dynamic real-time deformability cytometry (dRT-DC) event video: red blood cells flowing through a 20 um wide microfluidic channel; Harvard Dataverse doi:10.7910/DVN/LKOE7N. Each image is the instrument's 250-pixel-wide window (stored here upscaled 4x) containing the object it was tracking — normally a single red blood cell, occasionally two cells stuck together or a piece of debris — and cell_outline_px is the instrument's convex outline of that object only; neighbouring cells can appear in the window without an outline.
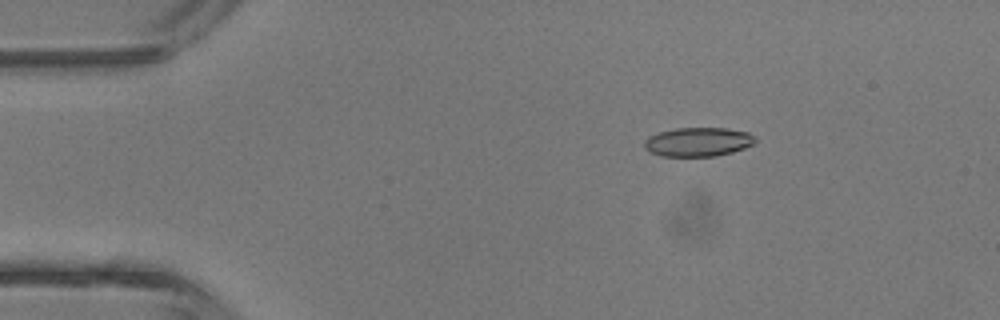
{"species": "common noctule bat (a hibernating species)", "species_latin": "Nyctalus noctula", "temperature_condition": "room temperature", "stored_images_in_passage": 5, "camera_frame_rate_fps": 3000, "um_per_image_px": 0.085, "animal": {"sex": "male", "body_mass_g": 13.3}, "frame": {"image": 1, "passage_image": 2, "time_ms": 1.0, "image_size_px": [1000, 320], "cell_outline_px": [[756, 140], [752, 144], [744, 148], [732, 152], [716, 156], [660, 156], [644, 148], [644, 140], [648, 136], [660, 132], [676, 128], [728, 128], [748, 132], [756, 136]], "centroid_in_image_um": [59.34, 12.06], "position_along_channel_um": 25.7, "area_um2": 18.79}}
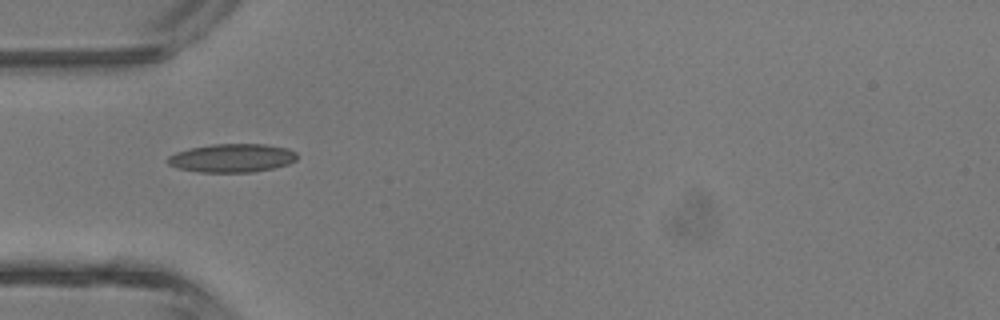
{"frame": {"image": 2, "passage_image": 4, "time_ms": 3.333, "image_size_px": [1000, 320], "cell_outline_px": [[296, 160], [288, 164], [272, 168], [252, 172], [200, 172], [176, 168], [168, 164], [168, 156], [176, 152], [192, 148], [212, 144], [264, 144], [288, 148], [296, 152]], "centroid_in_image_um": [19.72, 13.43], "position_along_channel_um": 65.3, "area_um2": 21.39}}
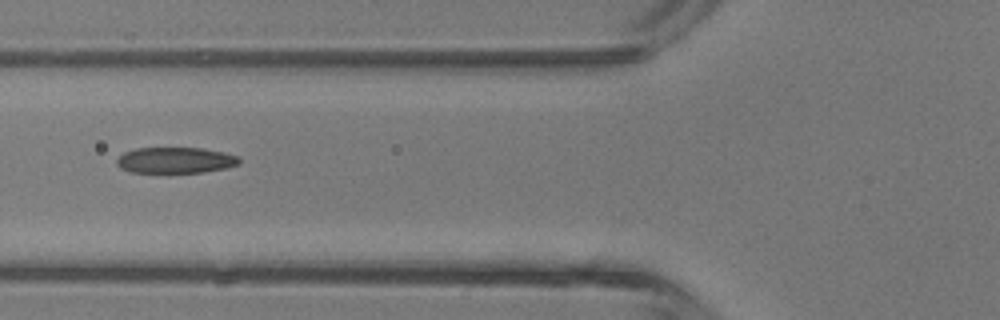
{"frame": {"image": 3, "passage_image": 5, "time_ms": 4.333, "image_size_px": [1000, 320], "cell_outline_px": [[240, 164], [224, 168], [204, 172], [132, 172], [120, 168], [116, 164], [116, 160], [124, 152], [136, 148], [204, 148], [224, 152], [240, 156]], "centroid_in_image_um": [14.93, 13.61], "position_along_channel_um": 110.9, "area_um2": 18.55}}